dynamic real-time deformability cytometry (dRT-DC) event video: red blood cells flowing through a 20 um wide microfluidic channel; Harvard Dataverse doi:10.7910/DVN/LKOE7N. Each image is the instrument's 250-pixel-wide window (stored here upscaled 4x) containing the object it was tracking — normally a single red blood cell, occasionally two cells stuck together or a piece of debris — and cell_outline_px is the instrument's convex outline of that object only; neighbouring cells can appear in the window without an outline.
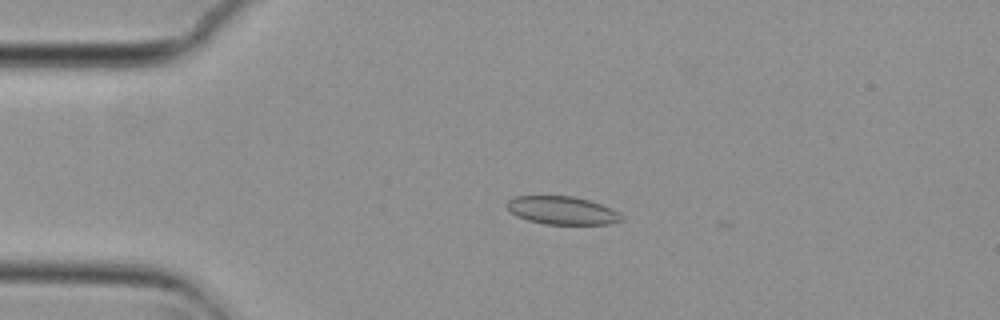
{"species": "common noctule bat (a hibernating species)", "species_latin": "Nyctalus noctula", "temperature_condition": "cold", "stored_images_in_passage": 55, "camera_frame_rate_fps": 3000, "um_per_image_px": 0.085, "animal": {"sex": "female", "body_mass_g": 29.2, "forearm_length_mm": 56.3}, "frame": {"image": 1, "passage_image": 12, "time_ms": 3.667, "image_size_px": [1000, 320], "cell_outline_px": [[624, 220], [608, 224], [544, 224], [528, 220], [516, 216], [504, 204], [512, 196], [572, 196], [588, 200], [612, 208]], "centroid_in_image_um": [47.73, 17.88], "position_along_channel_um": 37.3, "area_um2": 18.67}}
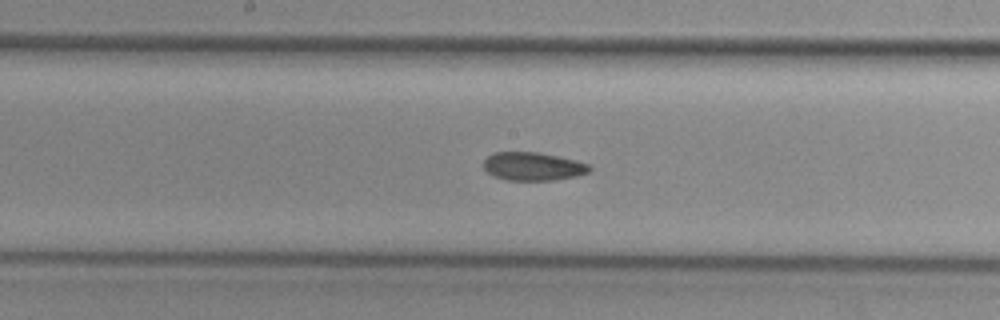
{"frame": {"image": 2, "passage_image": 28, "time_ms": 9.0, "image_size_px": [1000, 320], "cell_outline_px": [[592, 168], [588, 172], [576, 176], [556, 180], [504, 180], [492, 176], [484, 168], [484, 160], [492, 152], [536, 152], [576, 160], [588, 164]], "centroid_in_image_um": [45.28, 14.15], "position_along_channel_um": 202.9, "area_um2": 17.46}}
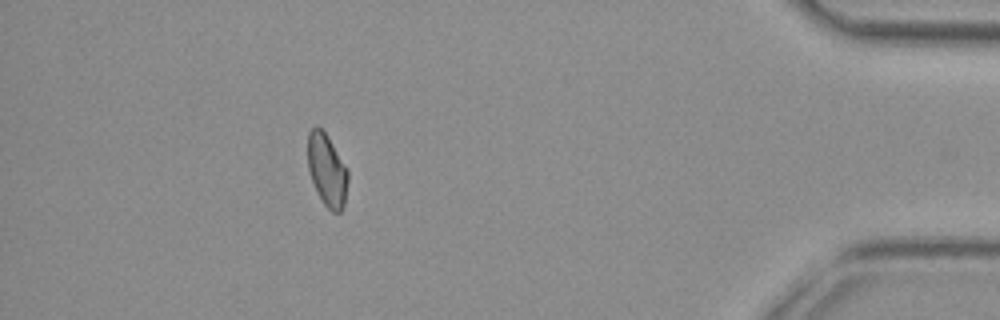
{"frame": {"image": 3, "passage_image": 49, "time_ms": 16.0, "image_size_px": [1000, 320], "cell_outline_px": [[348, 180], [344, 204], [340, 212], [332, 212], [320, 200], [316, 192], [308, 172], [308, 132], [316, 124], [324, 132], [348, 172]], "centroid_in_image_um": [27.76, 14.5], "position_along_channel_um": 407.4, "area_um2": 16.7}, "authors_computed_cell_mechanics": {"area_um2": 17.918, "velocity_mm_per_s": 3.7336, "shape_relaxation_time_tau1_ms": null, "shape_relaxation_time_tau2_ms": 5.4671, "deformation_change_tau1": null, "deformation_change_tau2": 0.092}}